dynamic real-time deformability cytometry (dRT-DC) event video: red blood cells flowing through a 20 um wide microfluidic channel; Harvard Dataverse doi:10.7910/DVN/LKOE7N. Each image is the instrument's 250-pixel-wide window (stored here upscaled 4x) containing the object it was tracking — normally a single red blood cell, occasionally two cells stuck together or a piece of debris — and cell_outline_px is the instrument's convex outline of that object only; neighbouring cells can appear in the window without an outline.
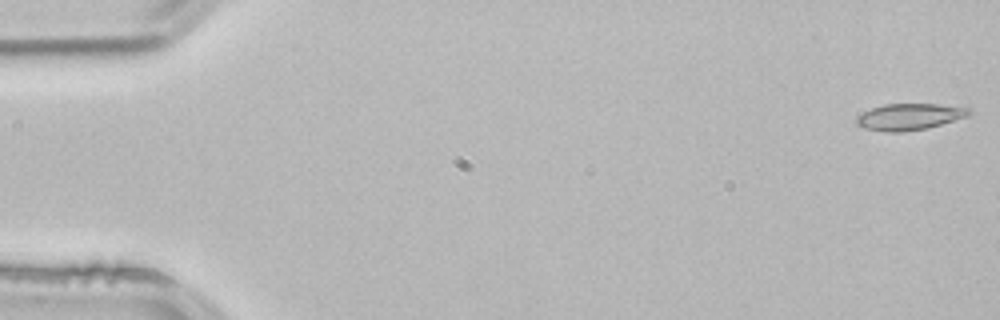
{"species": "common noctule bat (a hibernating species)", "species_latin": "Nyctalus noctula", "temperature_condition": "room temperature", "stored_images_in_passage": 3, "camera_frame_rate_fps": 3000, "um_per_image_px": 0.085, "animal": {"sex": "male", "body_mass_g": 21.5, "forearm_length_mm": 52.0}, "frame": {"image": 1, "passage_image": 1, "time_ms": 0.0, "image_size_px": [1000, 320], "cell_outline_px": [[972, 112], [968, 116], [928, 128], [904, 132], [888, 132], [864, 128], [856, 124], [856, 116], [872, 108], [884, 104], [940, 104], [968, 108]], "centroid_in_image_um": [77.29, 9.93], "position_along_channel_um": 7.7, "area_um2": 17.34}}